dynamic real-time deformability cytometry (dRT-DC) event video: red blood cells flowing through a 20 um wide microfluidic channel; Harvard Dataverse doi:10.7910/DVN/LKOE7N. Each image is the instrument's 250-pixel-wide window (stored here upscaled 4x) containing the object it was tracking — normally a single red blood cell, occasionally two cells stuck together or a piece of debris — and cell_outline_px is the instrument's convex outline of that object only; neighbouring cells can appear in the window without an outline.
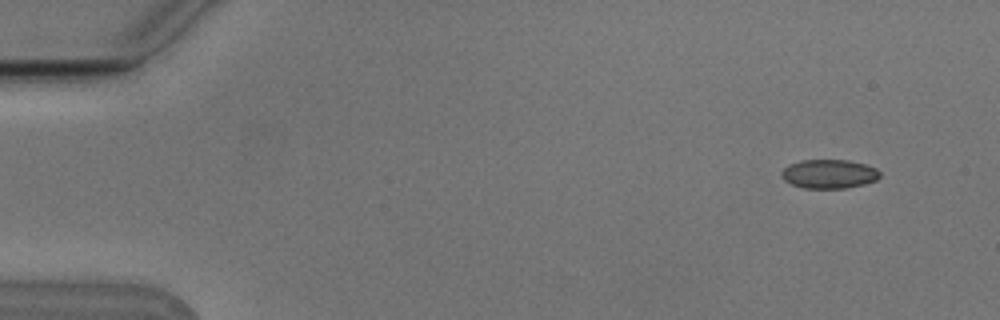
{"species": "Egyptian fruit bat (a non-hibernating species)", "species_latin": "Rousettus aegyptiacus", "temperature_condition": "cold", "stored_images_in_passage": 5, "camera_frame_rate_fps": 3000, "um_per_image_px": 0.085, "animal": {"sex": "male"}, "frame": {"image": 1, "passage_image": 2, "time_ms": 0.333, "image_size_px": [1000, 320], "cell_outline_px": [[880, 176], [876, 180], [864, 184], [844, 188], [804, 188], [792, 184], [784, 180], [780, 176], [780, 172], [788, 164], [800, 160], [848, 160], [864, 164], [876, 168], [880, 172]], "centroid_in_image_um": [70.44, 14.78], "position_along_channel_um": 14.6, "area_um2": 16.65}}
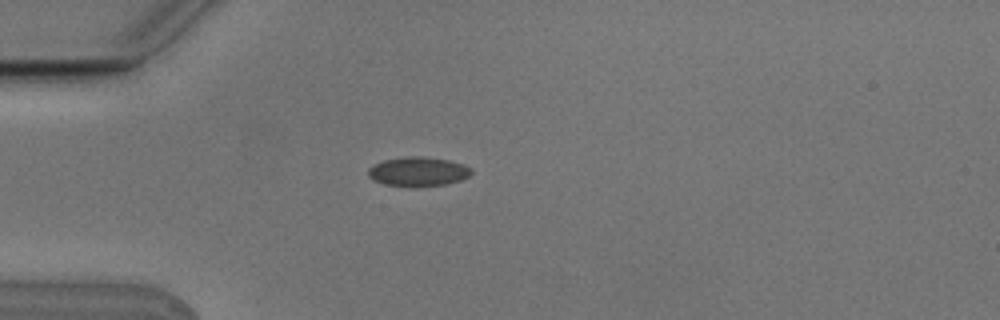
{"frame": {"image": 2, "passage_image": 5, "time_ms": 1.333, "image_size_px": [1000, 320], "cell_outline_px": [[472, 172], [468, 176], [460, 180], [448, 184], [384, 184], [372, 180], [368, 176], [368, 168], [384, 160], [408, 156], [420, 156], [448, 160], [464, 164], [472, 168]], "centroid_in_image_um": [35.55, 14.54], "position_along_channel_um": 49.4, "area_um2": 16.94}}